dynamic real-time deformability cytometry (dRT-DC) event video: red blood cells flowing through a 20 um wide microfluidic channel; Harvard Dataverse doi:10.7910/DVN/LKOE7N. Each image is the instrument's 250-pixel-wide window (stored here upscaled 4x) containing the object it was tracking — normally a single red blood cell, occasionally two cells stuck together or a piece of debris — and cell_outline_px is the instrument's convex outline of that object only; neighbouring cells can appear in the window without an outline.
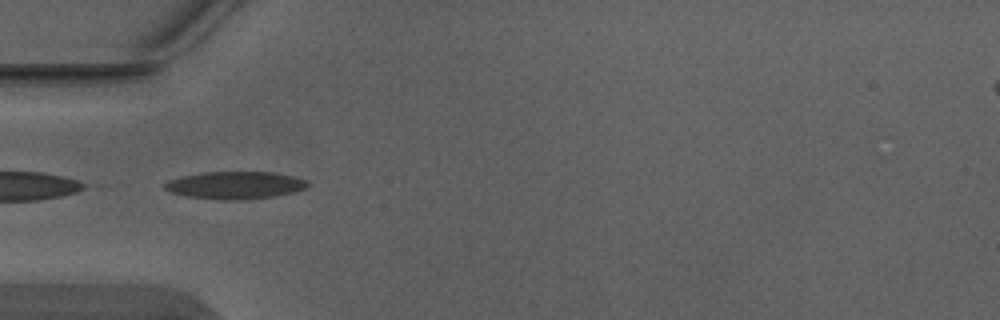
{"species": "Egyptian fruit bat (a non-hibernating species)", "species_latin": "Rousettus aegyptiacus", "temperature_condition": "warm", "stored_images_in_passage": 5, "camera_frame_rate_fps": 3000, "um_per_image_px": 0.085, "animal": {"sex": "male"}, "frame": {"image": 1, "passage_image": 4, "time_ms": 1.0, "image_size_px": [1000, 320], "cell_outline_px": [[308, 184], [304, 188], [296, 192], [276, 196], [248, 200], [220, 200], [184, 196], [172, 192], [164, 188], [164, 184], [168, 180], [184, 176], [204, 172], [272, 172], [292, 176], [304, 180]], "centroid_in_image_um": [19.97, 15.76], "position_along_channel_um": 65.0, "area_um2": 22.89}}
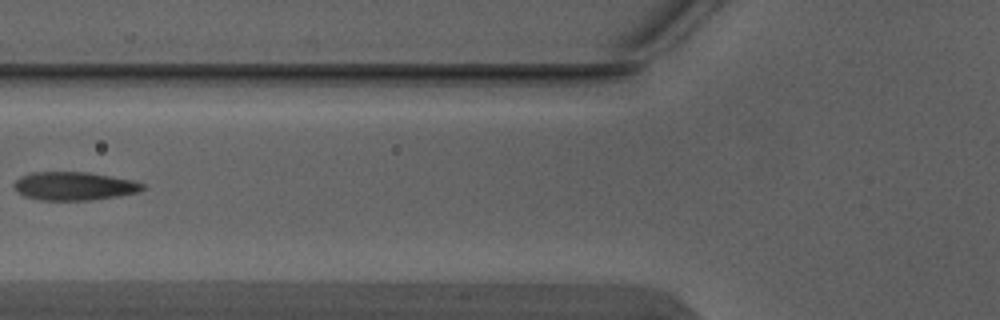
{"frame": {"image": 2, "passage_image": 5, "time_ms": 1.333, "image_size_px": [1000, 320], "cell_outline_px": [[144, 188], [140, 192], [116, 196], [88, 200], [40, 200], [24, 196], [16, 192], [12, 184], [20, 176], [32, 172], [88, 172], [136, 180], [144, 184]], "centroid_in_image_um": [6.29, 15.81], "position_along_channel_um": 119.5, "area_um2": 21.44}}